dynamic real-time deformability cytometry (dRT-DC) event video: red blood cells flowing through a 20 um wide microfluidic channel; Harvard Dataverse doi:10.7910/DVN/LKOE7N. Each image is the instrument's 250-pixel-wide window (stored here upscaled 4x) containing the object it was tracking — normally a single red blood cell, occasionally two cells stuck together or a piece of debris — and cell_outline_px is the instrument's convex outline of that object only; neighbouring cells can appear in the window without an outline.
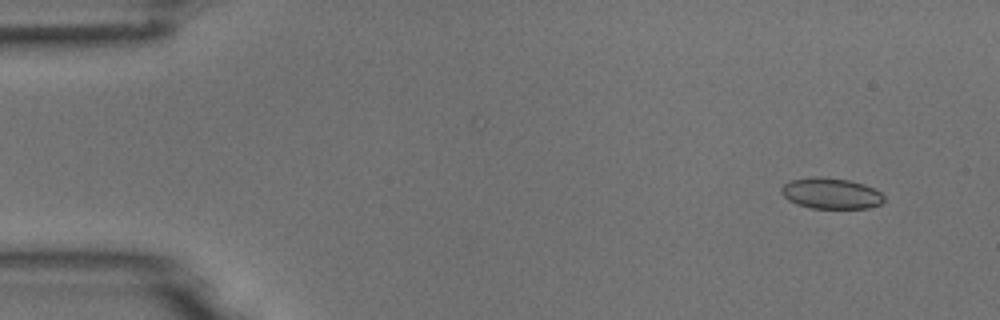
{"species": "common noctule bat (a hibernating species)", "species_latin": "Nyctalus noctula", "temperature_condition": "room temperature", "stored_images_in_passage": 5, "camera_frame_rate_fps": 3000, "um_per_image_px": 0.085, "animal": {"sex": "male", "body_mass_g": 18.8}, "frame": {"image": 1, "passage_image": 2, "time_ms": 1.333, "image_size_px": [1000, 320], "cell_outline_px": [[884, 200], [880, 204], [868, 208], [812, 208], [796, 204], [788, 200], [780, 192], [780, 188], [784, 184], [792, 180], [812, 176], [820, 176], [848, 180], [864, 184], [880, 192], [884, 196]], "centroid_in_image_um": [70.61, 16.43], "position_along_channel_um": 14.4, "area_um2": 18.5}}
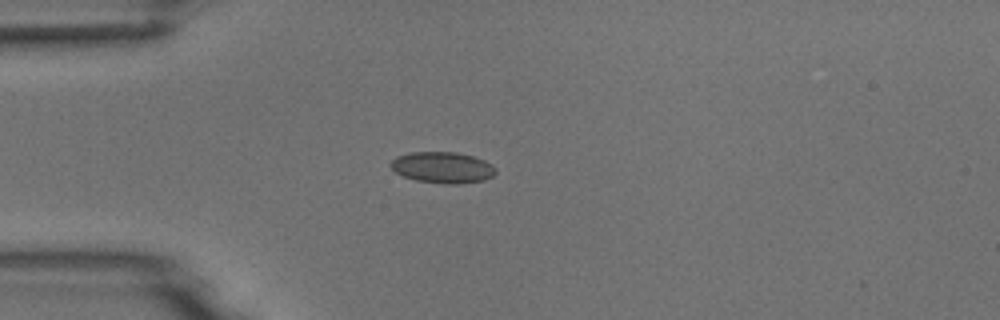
{"frame": {"image": 2, "passage_image": 5, "time_ms": 4.667, "image_size_px": [1000, 320], "cell_outline_px": [[496, 172], [492, 176], [484, 180], [460, 184], [448, 184], [416, 180], [404, 176], [396, 172], [388, 164], [396, 156], [408, 152], [456, 152], [472, 156], [484, 160], [492, 164], [496, 168]], "centroid_in_image_um": [37.62, 14.23], "position_along_channel_um": 47.4, "area_um2": 19.13}}